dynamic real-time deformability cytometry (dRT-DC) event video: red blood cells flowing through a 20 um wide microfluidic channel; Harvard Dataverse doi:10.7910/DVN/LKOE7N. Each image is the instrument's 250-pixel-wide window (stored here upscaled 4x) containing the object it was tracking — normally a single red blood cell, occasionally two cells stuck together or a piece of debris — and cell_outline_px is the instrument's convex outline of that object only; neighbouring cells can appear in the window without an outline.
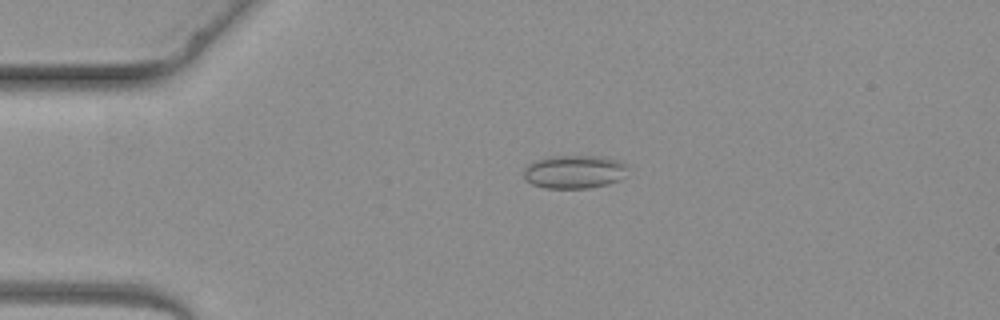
{"species": "common noctule bat (a hibernating species)", "species_latin": "Nyctalus noctula", "temperature_condition": "warm", "stored_images_in_passage": 5, "camera_frame_rate_fps": 3000, "um_per_image_px": 0.085, "animal": {"sex": "female", "body_mass_g": 19.3, "forearm_length_mm": 54.1}, "frame": {"image": 1, "passage_image": 3, "time_ms": 2.333, "image_size_px": [1000, 320], "cell_outline_px": [[628, 168], [620, 180], [608, 184], [588, 188], [544, 188], [532, 184], [524, 180], [524, 168], [528, 164], [536, 160], [548, 156], [600, 156], [620, 160], [628, 164]], "centroid_in_image_um": [48.82, 14.6], "position_along_channel_um": 36.2, "area_um2": 20.46}}
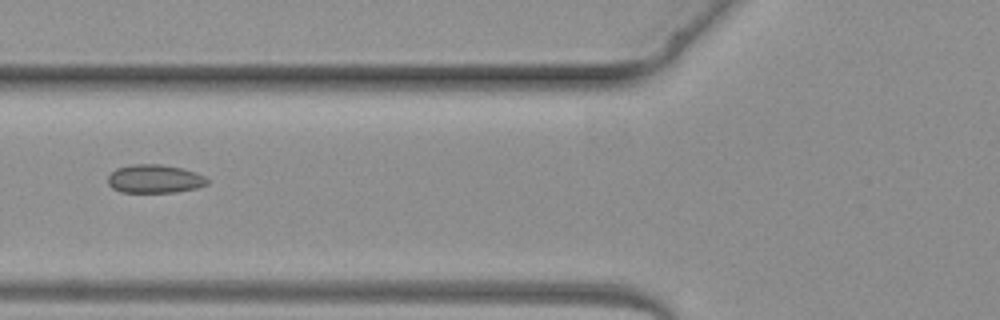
{"frame": {"image": 2, "passage_image": 5, "time_ms": 4.667, "image_size_px": [1000, 320], "cell_outline_px": [[208, 184], [196, 188], [176, 192], [120, 192], [112, 188], [108, 184], [108, 176], [116, 168], [132, 164], [160, 164], [180, 168], [196, 172], [204, 176], [208, 180]], "centroid_in_image_um": [13.13, 15.2], "position_along_channel_um": 112.7, "area_um2": 16.47}}